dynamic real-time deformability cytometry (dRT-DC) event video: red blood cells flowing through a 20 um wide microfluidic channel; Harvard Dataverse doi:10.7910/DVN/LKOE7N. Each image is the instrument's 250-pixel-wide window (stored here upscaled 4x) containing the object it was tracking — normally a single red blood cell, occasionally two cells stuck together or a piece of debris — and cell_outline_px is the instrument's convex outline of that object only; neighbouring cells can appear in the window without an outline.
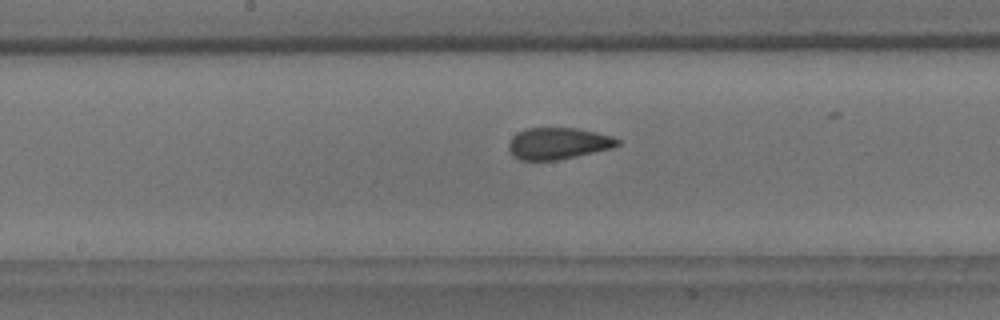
{"species": "common noctule bat (a hibernating species)", "species_latin": "Nyctalus noctula", "temperature_condition": "room temperature", "stored_images_in_passage": 35, "camera_frame_rate_fps": 3000, "um_per_image_px": 0.085, "animal": {"sex": "male", "body_mass_g": 18.8}, "frame": {"image": 1, "passage_image": 13, "time_ms": 4.0, "image_size_px": [1000, 320], "cell_outline_px": [[620, 144], [612, 148], [576, 156], [556, 160], [520, 160], [512, 156], [508, 148], [508, 144], [512, 136], [528, 128], [576, 128], [596, 132], [612, 136], [620, 140]], "centroid_in_image_um": [47.43, 12.19], "position_along_channel_um": 200.8, "area_um2": 20.0}}
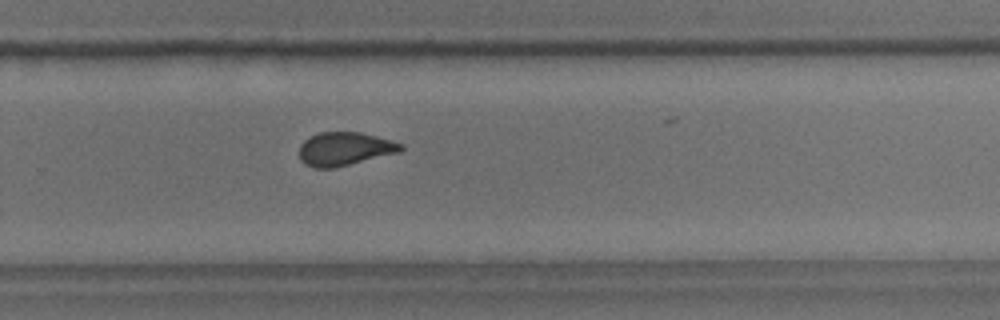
{"frame": {"image": 2, "passage_image": 21, "time_ms": 6.667, "image_size_px": [1000, 320], "cell_outline_px": [[404, 148], [400, 152], [336, 168], [312, 168], [304, 164], [300, 160], [300, 144], [304, 140], [320, 132], [360, 132], [376, 136], [404, 144]], "centroid_in_image_um": [29.3, 12.67], "position_along_channel_um": 300.5, "area_um2": 19.94}}
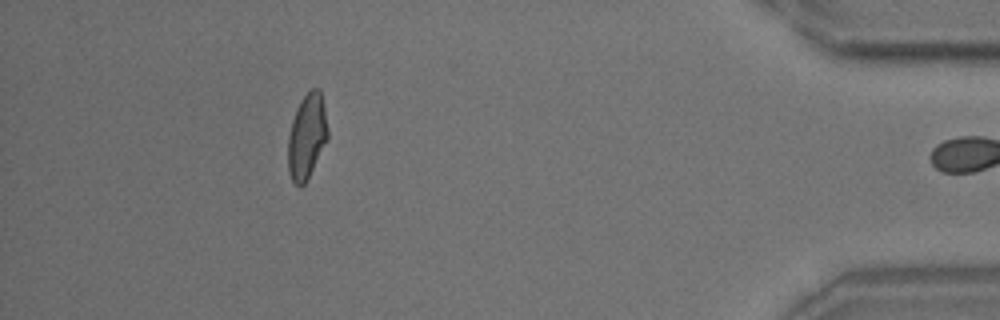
{"frame": {"image": 3, "passage_image": 34, "time_ms": 11.0, "image_size_px": [1000, 320], "cell_outline_px": [[328, 136], [304, 184], [300, 188], [292, 180], [288, 172], [288, 136], [292, 120], [296, 108], [300, 100], [312, 88], [320, 88], [324, 108], [328, 132]], "centroid_in_image_um": [26.05, 11.56], "position_along_channel_um": 409.1, "area_um2": 19.31}, "authors_computed_cell_mechanics": {"area_um2": 19.9988, "velocity_mm_per_s": 3.7544, "shape_relaxation_time_tau1_ms": null, "shape_relaxation_time_tau2_ms": 0.9804, "deformation_change_tau1": null, "deformation_change_tau2": 0.0694}}